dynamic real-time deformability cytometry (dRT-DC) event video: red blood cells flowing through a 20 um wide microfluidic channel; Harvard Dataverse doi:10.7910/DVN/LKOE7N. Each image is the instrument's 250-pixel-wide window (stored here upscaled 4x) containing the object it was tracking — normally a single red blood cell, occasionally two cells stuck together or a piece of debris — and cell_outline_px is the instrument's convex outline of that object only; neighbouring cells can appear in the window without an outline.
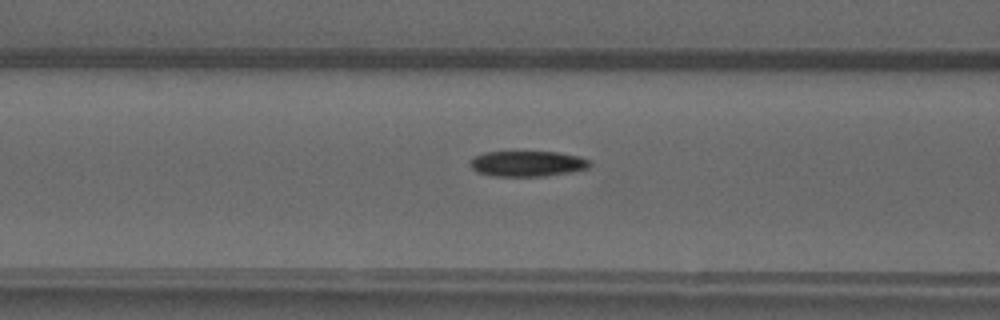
{"species": "common noctule bat (a hibernating species)", "species_latin": "Nyctalus noctula", "temperature_condition": "warm", "stored_images_in_passage": 44, "camera_frame_rate_fps": 3000, "um_per_image_px": 0.085, "animal": {"sex": "male", "forearm_length_mm": 52.5}, "frame": {"image": 1, "passage_image": 14, "time_ms": 4.333, "image_size_px": [1000, 320], "cell_outline_px": [[592, 164], [588, 168], [572, 172], [544, 176], [492, 176], [476, 172], [468, 164], [468, 160], [484, 152], [556, 152], [580, 156], [592, 160]], "centroid_in_image_um": [44.84, 13.91], "position_along_channel_um": 121.8, "area_um2": 18.09}}
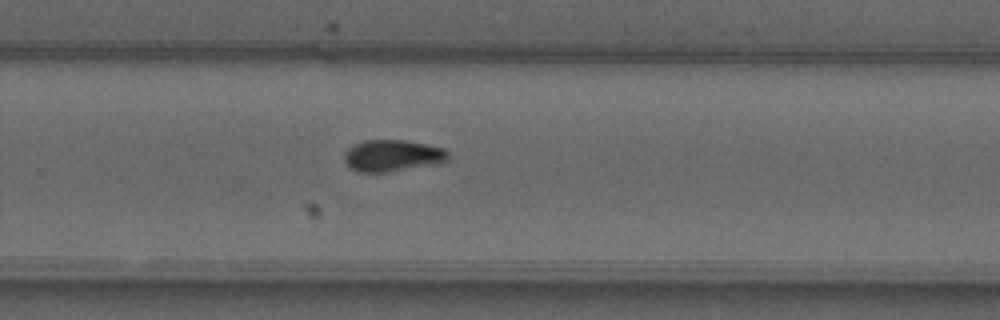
{"frame": {"image": 2, "passage_image": 27, "time_ms": 8.667, "image_size_px": [1000, 320], "cell_outline_px": [[448, 160], [436, 164], [388, 172], [360, 172], [352, 168], [344, 160], [344, 152], [352, 144], [364, 140], [404, 140], [444, 148], [448, 152]], "centroid_in_image_um": [33.34, 13.22], "position_along_channel_um": 296.5, "area_um2": 19.13}}
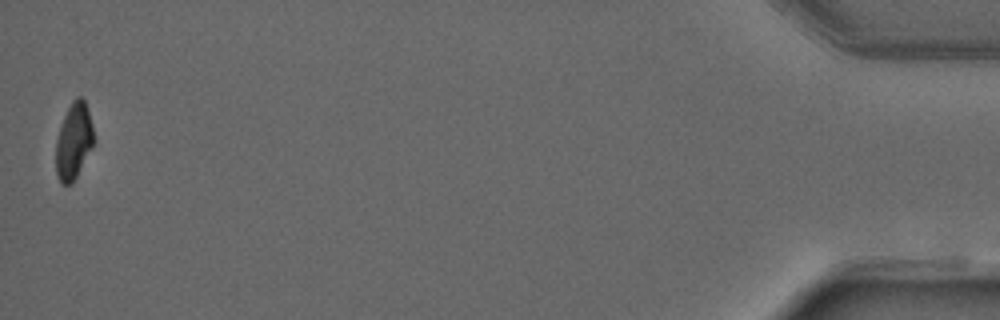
{"frame": {"image": 3, "passage_image": 44, "time_ms": 14.333, "image_size_px": [1000, 320], "cell_outline_px": [[96, 140], [92, 148], [72, 184], [60, 184], [56, 172], [56, 140], [64, 116], [72, 100], [76, 96], [80, 96], [84, 100], [92, 124]], "centroid_in_image_um": [6.28, 12.01], "position_along_channel_um": 428.9, "area_um2": 16.88}, "authors_computed_cell_mechanics": {"area_um2": 18.4382, "velocity_mm_per_s": 4.0383, "shape_relaxation_time_tau1_ms": 9.8654, "shape_relaxation_time_tau2_ms": 3.0365, "deformation_change_tau1": 0.2716, "deformation_change_tau2": 0.0658}}